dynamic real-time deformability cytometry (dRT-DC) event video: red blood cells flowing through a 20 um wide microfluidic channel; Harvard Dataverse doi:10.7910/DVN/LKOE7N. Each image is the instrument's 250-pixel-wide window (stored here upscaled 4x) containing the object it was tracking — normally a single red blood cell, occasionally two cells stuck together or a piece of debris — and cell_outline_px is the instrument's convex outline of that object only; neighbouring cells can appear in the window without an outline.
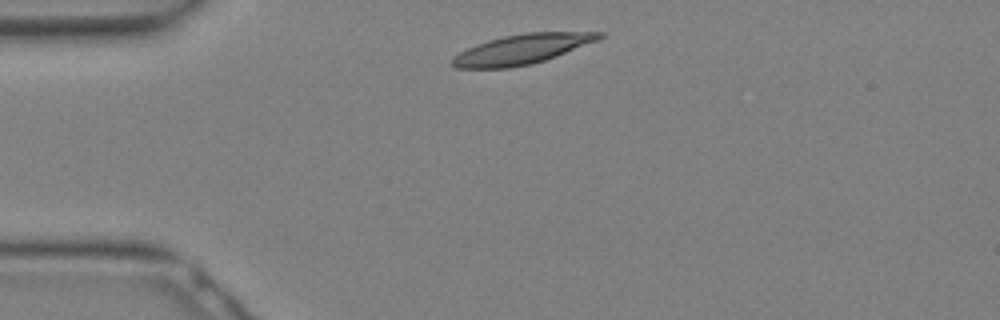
{"species": "Egyptian fruit bat (a non-hibernating species)", "species_latin": "Rousettus aegyptiacus", "temperature_condition": "warm", "stored_images_in_passage": 5, "camera_frame_rate_fps": 3000, "um_per_image_px": 0.085, "animal": {"sex": "female"}, "frame": {"image": 1, "passage_image": 1, "time_ms": 0.0, "image_size_px": [1000, 320], "cell_outline_px": [[604, 36], [596, 40], [556, 56], [532, 64], [508, 68], [456, 68], [452, 64], [452, 60], [460, 52], [476, 44], [488, 40], [504, 36], [528, 32], [604, 32]], "centroid_in_image_um": [44.35, 4.18], "position_along_channel_um": 40.6, "area_um2": 25.09}}
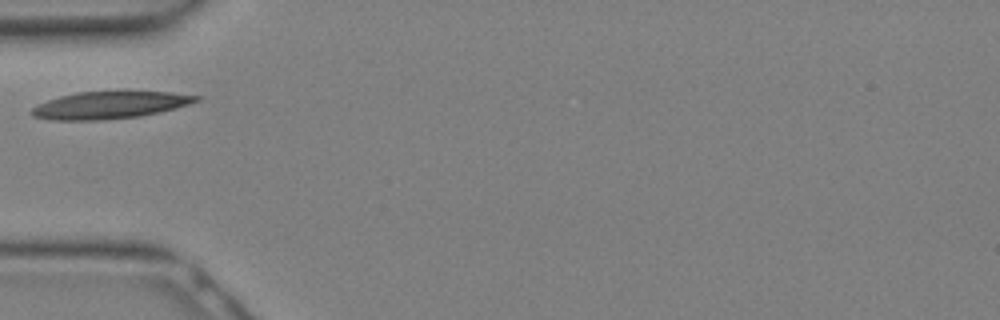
{"frame": {"image": 2, "passage_image": 4, "time_ms": 1.0, "image_size_px": [1000, 320], "cell_outline_px": [[204, 96], [200, 100], [176, 108], [160, 112], [140, 116], [100, 120], [52, 120], [32, 116], [28, 112], [32, 108], [48, 100], [60, 96], [76, 92], [124, 88], [172, 92]], "centroid_in_image_um": [9.41, 8.87], "position_along_channel_um": 75.6, "area_um2": 27.4}}